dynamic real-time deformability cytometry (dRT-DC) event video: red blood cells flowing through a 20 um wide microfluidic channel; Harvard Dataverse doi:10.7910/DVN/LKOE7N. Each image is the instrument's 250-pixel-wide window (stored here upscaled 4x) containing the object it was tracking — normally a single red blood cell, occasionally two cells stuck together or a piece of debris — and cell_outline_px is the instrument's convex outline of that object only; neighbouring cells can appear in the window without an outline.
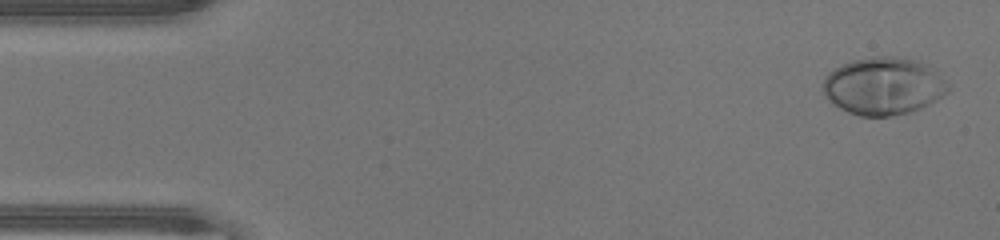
{"species": "human", "species_latin": "Homo sapiens", "temperature_condition": "warm", "stored_images_in_passage": 47, "camera_frame_rate_fps": 3000, "um_per_image_px": 0.085, "donor": {"sex": "male"}, "frame": {"image": 1, "passage_image": 2, "time_ms": 0.333, "image_size_px": [1000, 240], "cell_outline_px": [[948, 92], [928, 104], [920, 108], [908, 112], [888, 116], [860, 116], [848, 112], [840, 108], [824, 92], [824, 80], [828, 72], [844, 64], [856, 60], [880, 56], [884, 56], [912, 60], [928, 64], [948, 88]], "centroid_in_image_um": [75.08, 7.33], "position_along_channel_um": 9.9, "area_um2": 40.58}}
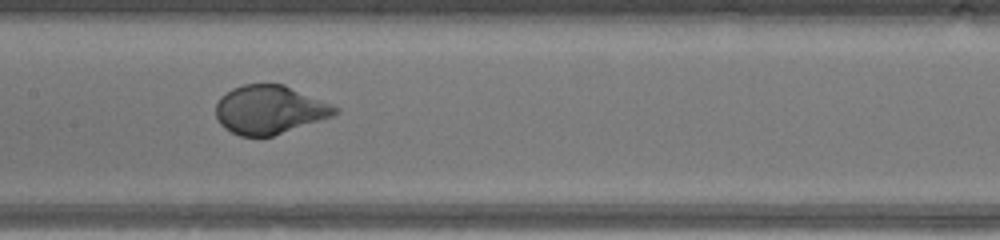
{"frame": {"image": 2, "passage_image": 23, "time_ms": 7.333, "image_size_px": [1000, 240], "cell_outline_px": [[340, 112], [332, 116], [272, 136], [240, 136], [224, 128], [220, 124], [216, 116], [216, 104], [220, 96], [232, 88], [244, 84], [284, 84], [340, 108]], "centroid_in_image_um": [22.89, 9.32], "position_along_channel_um": 184.5, "area_um2": 33.58}}
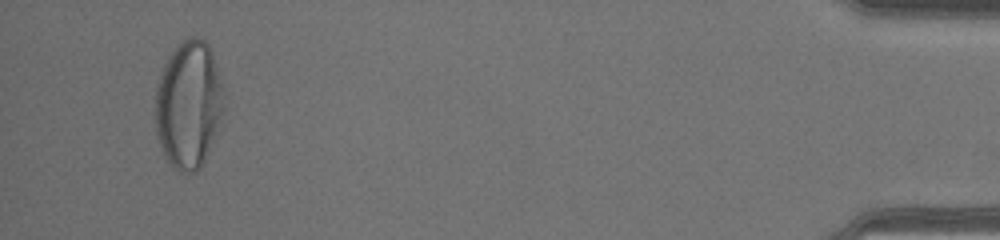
{"frame": {"image": 3, "passage_image": 45, "time_ms": 14.667, "image_size_px": [1000, 240], "cell_outline_px": [[224, 112], [204, 160], [200, 168], [196, 172], [180, 172], [164, 156], [156, 136], [156, 84], [160, 72], [168, 56], [176, 44], [188, 36], [196, 36], [204, 40], [208, 44], [212, 52], [224, 88]], "centroid_in_image_um": [16.03, 8.83], "position_along_channel_um": 419.2, "area_um2": 51.33}, "authors_computed_cell_mechanics": {"area_um2": 36.3562, "velocity_mm_per_s": 4.3531, "shape_relaxation_time_tau1_ms": 2.67, "shape_relaxation_time_tau2_ms": null, "deformation_change_tau1": 0.2042, "deformation_change_tau2": null}}